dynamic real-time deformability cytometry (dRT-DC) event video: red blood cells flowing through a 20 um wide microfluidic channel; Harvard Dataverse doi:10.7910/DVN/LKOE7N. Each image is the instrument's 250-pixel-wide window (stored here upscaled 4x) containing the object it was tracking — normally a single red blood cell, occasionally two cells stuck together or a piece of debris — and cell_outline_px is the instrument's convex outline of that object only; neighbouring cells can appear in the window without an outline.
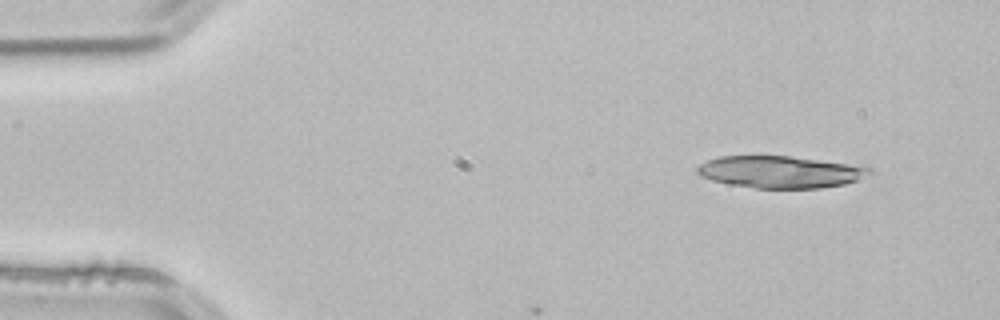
{"species": "common noctule bat (a hibernating species)", "species_latin": "Nyctalus noctula", "temperature_condition": "room temperature", "stored_images_in_passage": 4, "camera_frame_rate_fps": 3000, "um_per_image_px": 0.085, "animal": {"sex": "male", "body_mass_g": 21.5, "forearm_length_mm": 52.0}, "frame": {"image": 1, "passage_image": 1, "time_ms": 0.0, "image_size_px": [1000, 320], "cell_outline_px": [[876, 172], [872, 176], [844, 184], [820, 188], [756, 188], [728, 184], [712, 180], [700, 176], [696, 172], [696, 168], [700, 164], [708, 160], [720, 156], [792, 156], [848, 164], [872, 168]], "centroid_in_image_um": [66.36, 14.62], "position_along_channel_um": 18.6, "area_um2": 32.31}}